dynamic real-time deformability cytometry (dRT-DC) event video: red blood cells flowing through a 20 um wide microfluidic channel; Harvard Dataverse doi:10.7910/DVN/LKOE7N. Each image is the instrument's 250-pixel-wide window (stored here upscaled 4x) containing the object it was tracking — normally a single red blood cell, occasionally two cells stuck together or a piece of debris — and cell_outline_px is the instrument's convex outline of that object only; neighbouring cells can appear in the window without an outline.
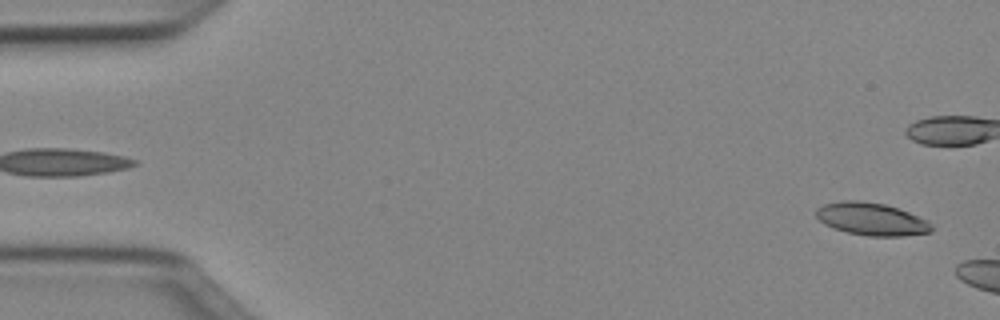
{"species": "Egyptian fruit bat (a non-hibernating species)", "species_latin": "Rousettus aegyptiacus", "temperature_condition": "cold", "stored_images_in_passage": 7, "camera_frame_rate_fps": 3000, "um_per_image_px": 0.085, "animal": {"sex": "female"}, "frame": {"image": 1, "passage_image": 2, "time_ms": 0.333, "image_size_px": [1000, 320], "cell_outline_px": [[932, 232], [904, 236], [868, 236], [848, 232], [824, 224], [816, 216], [816, 208], [824, 204], [844, 200], [856, 200], [884, 204], [908, 212], [928, 220], [932, 224]], "centroid_in_image_um": [74.1, 18.62], "position_along_channel_um": 10.9, "area_um2": 21.79}}